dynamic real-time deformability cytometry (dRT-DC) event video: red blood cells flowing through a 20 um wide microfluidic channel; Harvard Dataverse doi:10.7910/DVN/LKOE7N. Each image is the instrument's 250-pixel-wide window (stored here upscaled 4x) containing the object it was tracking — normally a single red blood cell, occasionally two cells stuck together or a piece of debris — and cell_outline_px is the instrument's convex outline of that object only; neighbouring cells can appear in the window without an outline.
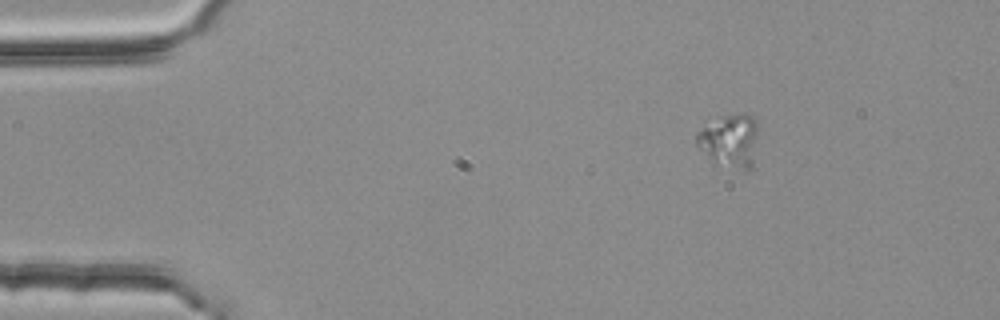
{"species": "common noctule bat (a hibernating species)", "species_latin": "Nyctalus noctula", "temperature_condition": "room temperature", "stored_images_in_passage": 3, "camera_frame_rate_fps": 3000, "um_per_image_px": 0.085, "animal": {"sex": "female", "body_mass_g": 25.1}, "frame": {"image": 1, "passage_image": 1, "time_ms": 0.0, "image_size_px": [1000, 320], "cell_outline_px": [[756, 136], [752, 168], [744, 168], [712, 160], [696, 144], [696, 132], [720, 116], [744, 112], [752, 116], [756, 120]], "centroid_in_image_um": [62.02, 11.87], "position_along_channel_um": 23.0, "area_um2": 18.32}}